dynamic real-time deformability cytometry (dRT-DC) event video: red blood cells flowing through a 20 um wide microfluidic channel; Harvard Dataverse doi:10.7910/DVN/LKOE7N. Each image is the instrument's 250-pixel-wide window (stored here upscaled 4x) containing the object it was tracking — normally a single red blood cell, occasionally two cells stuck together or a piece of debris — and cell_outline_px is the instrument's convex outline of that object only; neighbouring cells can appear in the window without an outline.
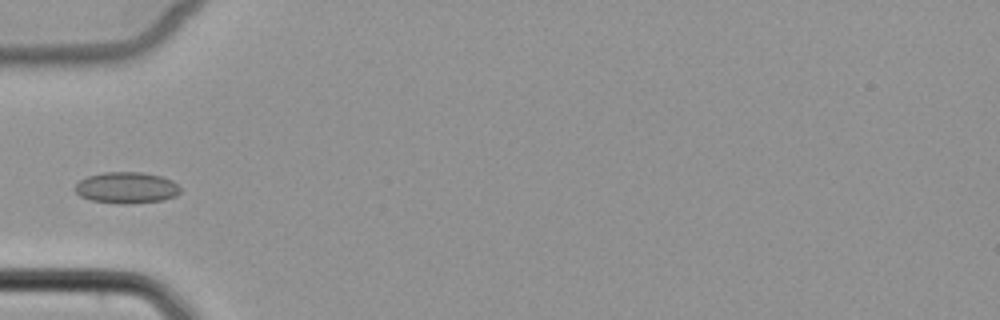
{"species": "common noctule bat (a hibernating species)", "species_latin": "Nyctalus noctula", "temperature_condition": "cold", "stored_images_in_passage": 5, "camera_frame_rate_fps": 3000, "um_per_image_px": 0.085, "animal": {"sex": "female", "body_mass_g": 22.7, "forearm_length_mm": 54.2}, "frame": {"image": 1, "passage_image": 4, "time_ms": 4.0, "image_size_px": [1000, 320], "cell_outline_px": [[180, 192], [176, 196], [164, 200], [124, 204], [120, 204], [92, 200], [80, 196], [76, 192], [76, 184], [80, 180], [88, 176], [104, 172], [144, 172], [160, 176], [172, 180], [180, 188]], "centroid_in_image_um": [10.77, 15.95], "position_along_channel_um": 74.2, "area_um2": 19.13}}
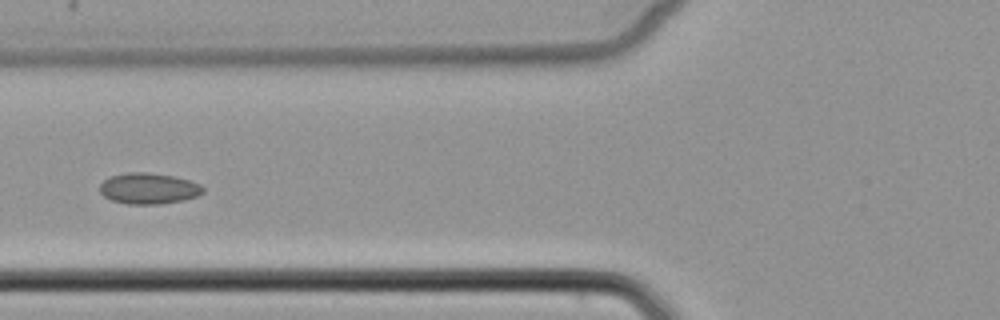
{"frame": {"image": 2, "passage_image": 5, "time_ms": 5.0, "image_size_px": [1000, 320], "cell_outline_px": [[204, 192], [196, 196], [180, 200], [160, 204], [128, 204], [112, 200], [104, 196], [100, 192], [100, 184], [108, 176], [128, 172], [148, 172], [172, 176], [188, 180], [200, 184], [204, 188]], "centroid_in_image_um": [12.6, 16.01], "position_along_channel_um": 113.2, "area_um2": 18.55}}